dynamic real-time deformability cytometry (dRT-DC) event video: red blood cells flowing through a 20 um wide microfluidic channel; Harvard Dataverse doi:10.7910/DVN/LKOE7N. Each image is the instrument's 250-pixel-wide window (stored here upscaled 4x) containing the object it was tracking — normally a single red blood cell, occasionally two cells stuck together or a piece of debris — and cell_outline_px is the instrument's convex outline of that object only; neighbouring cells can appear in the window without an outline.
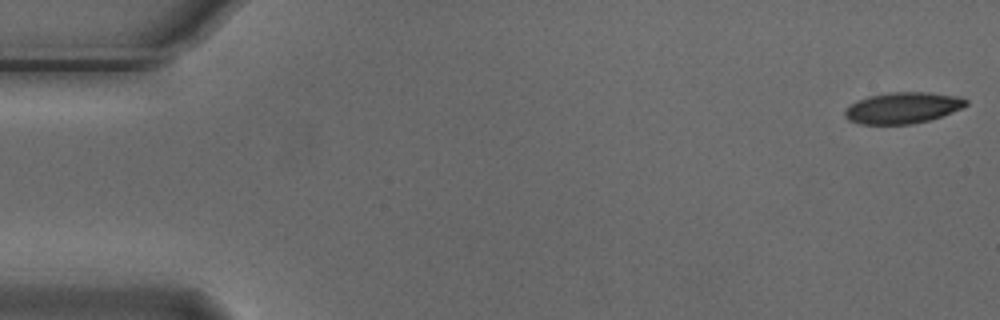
{"species": "Egyptian fruit bat (a non-hibernating species)", "species_latin": "Rousettus aegyptiacus", "temperature_condition": "cold", "stored_images_in_passage": 4, "camera_frame_rate_fps": 3000, "um_per_image_px": 0.085, "animal": {"sex": "male"}, "frame": {"image": 1, "passage_image": 1, "time_ms": 0.0, "image_size_px": [1000, 320], "cell_outline_px": [[968, 104], [952, 112], [928, 120], [912, 124], [860, 124], [848, 120], [844, 116], [844, 108], [868, 96], [892, 92], [928, 92], [956, 96], [968, 100]], "centroid_in_image_um": [76.7, 9.17], "position_along_channel_um": 8.3, "area_um2": 21.85}}